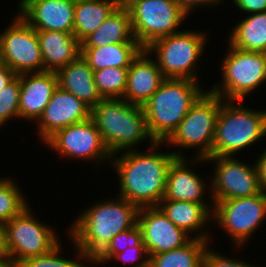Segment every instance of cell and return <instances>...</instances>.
<instances>
[{
	"label": "cell",
	"mask_w": 266,
	"mask_h": 267,
	"mask_svg": "<svg viewBox=\"0 0 266 267\" xmlns=\"http://www.w3.org/2000/svg\"><path fill=\"white\" fill-rule=\"evenodd\" d=\"M162 145L166 143L156 142L150 145L148 152H141L138 148L112 155L110 164L120 180L118 196L139 208L159 205L164 198L170 164L176 157H186L179 150L158 151Z\"/></svg>",
	"instance_id": "6da1fadb"
},
{
	"label": "cell",
	"mask_w": 266,
	"mask_h": 267,
	"mask_svg": "<svg viewBox=\"0 0 266 267\" xmlns=\"http://www.w3.org/2000/svg\"><path fill=\"white\" fill-rule=\"evenodd\" d=\"M83 210L68 229L70 241L92 262L114 236L138 224L139 207L120 196ZM101 202V203H100Z\"/></svg>",
	"instance_id": "7a4b0ae2"
},
{
	"label": "cell",
	"mask_w": 266,
	"mask_h": 267,
	"mask_svg": "<svg viewBox=\"0 0 266 267\" xmlns=\"http://www.w3.org/2000/svg\"><path fill=\"white\" fill-rule=\"evenodd\" d=\"M91 119L111 155L134 150L145 139L149 146L156 143L148 130L143 108L122 98L103 99L91 109Z\"/></svg>",
	"instance_id": "3957f363"
},
{
	"label": "cell",
	"mask_w": 266,
	"mask_h": 267,
	"mask_svg": "<svg viewBox=\"0 0 266 267\" xmlns=\"http://www.w3.org/2000/svg\"><path fill=\"white\" fill-rule=\"evenodd\" d=\"M205 91L195 80L166 78L142 107L154 140L165 142Z\"/></svg>",
	"instance_id": "277c9868"
},
{
	"label": "cell",
	"mask_w": 266,
	"mask_h": 267,
	"mask_svg": "<svg viewBox=\"0 0 266 267\" xmlns=\"http://www.w3.org/2000/svg\"><path fill=\"white\" fill-rule=\"evenodd\" d=\"M242 104V101H224L221 104L216 121L212 157H233L266 136V110H255Z\"/></svg>",
	"instance_id": "5b68a950"
},
{
	"label": "cell",
	"mask_w": 266,
	"mask_h": 267,
	"mask_svg": "<svg viewBox=\"0 0 266 267\" xmlns=\"http://www.w3.org/2000/svg\"><path fill=\"white\" fill-rule=\"evenodd\" d=\"M184 30L161 37L145 49L155 54L158 67L165 78L189 79L199 82L197 71L199 58L205 52L207 33Z\"/></svg>",
	"instance_id": "8992f818"
},
{
	"label": "cell",
	"mask_w": 266,
	"mask_h": 267,
	"mask_svg": "<svg viewBox=\"0 0 266 267\" xmlns=\"http://www.w3.org/2000/svg\"><path fill=\"white\" fill-rule=\"evenodd\" d=\"M220 96L210 90L205 91L191 106L177 129L164 142L174 148L197 149L196 158L212 157V146L215 135L216 121L224 102Z\"/></svg>",
	"instance_id": "52a82bcc"
},
{
	"label": "cell",
	"mask_w": 266,
	"mask_h": 267,
	"mask_svg": "<svg viewBox=\"0 0 266 267\" xmlns=\"http://www.w3.org/2000/svg\"><path fill=\"white\" fill-rule=\"evenodd\" d=\"M229 47L221 61L222 82L214 84L210 91L225 101H244L266 82V53L242 51L230 44Z\"/></svg>",
	"instance_id": "ba28073f"
},
{
	"label": "cell",
	"mask_w": 266,
	"mask_h": 267,
	"mask_svg": "<svg viewBox=\"0 0 266 267\" xmlns=\"http://www.w3.org/2000/svg\"><path fill=\"white\" fill-rule=\"evenodd\" d=\"M134 38L145 49L161 37L180 32L187 15L176 0H134L126 7Z\"/></svg>",
	"instance_id": "9c48e42d"
},
{
	"label": "cell",
	"mask_w": 266,
	"mask_h": 267,
	"mask_svg": "<svg viewBox=\"0 0 266 267\" xmlns=\"http://www.w3.org/2000/svg\"><path fill=\"white\" fill-rule=\"evenodd\" d=\"M5 227L8 255L17 264L24 259L49 253L62 243L56 230L38 220L29 205L7 221Z\"/></svg>",
	"instance_id": "30bf717a"
},
{
	"label": "cell",
	"mask_w": 266,
	"mask_h": 267,
	"mask_svg": "<svg viewBox=\"0 0 266 267\" xmlns=\"http://www.w3.org/2000/svg\"><path fill=\"white\" fill-rule=\"evenodd\" d=\"M266 219V194L221 200L214 203L212 220L241 248ZM252 236V237H251Z\"/></svg>",
	"instance_id": "8fae6325"
},
{
	"label": "cell",
	"mask_w": 266,
	"mask_h": 267,
	"mask_svg": "<svg viewBox=\"0 0 266 267\" xmlns=\"http://www.w3.org/2000/svg\"><path fill=\"white\" fill-rule=\"evenodd\" d=\"M0 33V61L16 75L44 72L37 31L19 14Z\"/></svg>",
	"instance_id": "7c38bea8"
},
{
	"label": "cell",
	"mask_w": 266,
	"mask_h": 267,
	"mask_svg": "<svg viewBox=\"0 0 266 267\" xmlns=\"http://www.w3.org/2000/svg\"><path fill=\"white\" fill-rule=\"evenodd\" d=\"M205 161L215 162L210 191H206L210 202L251 197L262 192L255 162L251 166L230 156L207 157Z\"/></svg>",
	"instance_id": "4fadbf2b"
},
{
	"label": "cell",
	"mask_w": 266,
	"mask_h": 267,
	"mask_svg": "<svg viewBox=\"0 0 266 267\" xmlns=\"http://www.w3.org/2000/svg\"><path fill=\"white\" fill-rule=\"evenodd\" d=\"M43 145L58 152L60 157L70 160L71 158L81 159L87 162L90 160L94 162L93 164L96 161L95 166L103 164L107 159L110 164L112 158L102 140L101 133L91 118L56 131Z\"/></svg>",
	"instance_id": "5bb4252c"
},
{
	"label": "cell",
	"mask_w": 266,
	"mask_h": 267,
	"mask_svg": "<svg viewBox=\"0 0 266 267\" xmlns=\"http://www.w3.org/2000/svg\"><path fill=\"white\" fill-rule=\"evenodd\" d=\"M138 226L142 230L148 257L183 247L192 239L169 220L158 206L139 208Z\"/></svg>",
	"instance_id": "9a60e30c"
},
{
	"label": "cell",
	"mask_w": 266,
	"mask_h": 267,
	"mask_svg": "<svg viewBox=\"0 0 266 267\" xmlns=\"http://www.w3.org/2000/svg\"><path fill=\"white\" fill-rule=\"evenodd\" d=\"M91 118V108L58 86L36 122L38 137L44 143L56 131Z\"/></svg>",
	"instance_id": "2e32d148"
},
{
	"label": "cell",
	"mask_w": 266,
	"mask_h": 267,
	"mask_svg": "<svg viewBox=\"0 0 266 267\" xmlns=\"http://www.w3.org/2000/svg\"><path fill=\"white\" fill-rule=\"evenodd\" d=\"M18 8L35 30L74 32L75 0H19Z\"/></svg>",
	"instance_id": "e0dca14e"
},
{
	"label": "cell",
	"mask_w": 266,
	"mask_h": 267,
	"mask_svg": "<svg viewBox=\"0 0 266 267\" xmlns=\"http://www.w3.org/2000/svg\"><path fill=\"white\" fill-rule=\"evenodd\" d=\"M176 157L169 166L167 172L164 198L162 200L188 201L203 204L211 213L214 203L205 201L206 182L200 175L194 173V169L189 168L191 164H197L201 161L206 162L205 158ZM204 196V197H203ZM210 205V206H209Z\"/></svg>",
	"instance_id": "ac0fdd59"
},
{
	"label": "cell",
	"mask_w": 266,
	"mask_h": 267,
	"mask_svg": "<svg viewBox=\"0 0 266 267\" xmlns=\"http://www.w3.org/2000/svg\"><path fill=\"white\" fill-rule=\"evenodd\" d=\"M19 118L37 122L55 90L58 88L56 72L25 73L19 75Z\"/></svg>",
	"instance_id": "d6986e66"
},
{
	"label": "cell",
	"mask_w": 266,
	"mask_h": 267,
	"mask_svg": "<svg viewBox=\"0 0 266 267\" xmlns=\"http://www.w3.org/2000/svg\"><path fill=\"white\" fill-rule=\"evenodd\" d=\"M146 49L132 61L128 68L127 87L123 98L125 101L143 107L166 79L155 59Z\"/></svg>",
	"instance_id": "ffe728a7"
},
{
	"label": "cell",
	"mask_w": 266,
	"mask_h": 267,
	"mask_svg": "<svg viewBox=\"0 0 266 267\" xmlns=\"http://www.w3.org/2000/svg\"><path fill=\"white\" fill-rule=\"evenodd\" d=\"M42 53L44 72H57L81 55V43L74 34L36 30Z\"/></svg>",
	"instance_id": "44dd1931"
},
{
	"label": "cell",
	"mask_w": 266,
	"mask_h": 267,
	"mask_svg": "<svg viewBox=\"0 0 266 267\" xmlns=\"http://www.w3.org/2000/svg\"><path fill=\"white\" fill-rule=\"evenodd\" d=\"M56 74L58 86L70 92L91 109L103 100L98 93L93 70L81 55L59 69Z\"/></svg>",
	"instance_id": "7402d4cb"
},
{
	"label": "cell",
	"mask_w": 266,
	"mask_h": 267,
	"mask_svg": "<svg viewBox=\"0 0 266 267\" xmlns=\"http://www.w3.org/2000/svg\"><path fill=\"white\" fill-rule=\"evenodd\" d=\"M158 207L169 220L191 238L207 241L211 238L208 232L202 231L207 228V222L210 223L212 220V213L203 204L182 200H161ZM191 233H195L196 236L192 237Z\"/></svg>",
	"instance_id": "603a6c76"
},
{
	"label": "cell",
	"mask_w": 266,
	"mask_h": 267,
	"mask_svg": "<svg viewBox=\"0 0 266 267\" xmlns=\"http://www.w3.org/2000/svg\"><path fill=\"white\" fill-rule=\"evenodd\" d=\"M116 43H139L133 36L127 8L117 7L82 43L81 47H99Z\"/></svg>",
	"instance_id": "cb8c5ba5"
},
{
	"label": "cell",
	"mask_w": 266,
	"mask_h": 267,
	"mask_svg": "<svg viewBox=\"0 0 266 267\" xmlns=\"http://www.w3.org/2000/svg\"><path fill=\"white\" fill-rule=\"evenodd\" d=\"M143 49L139 43H116L99 47H81V56L95 71L106 67H130Z\"/></svg>",
	"instance_id": "d4e9b609"
},
{
	"label": "cell",
	"mask_w": 266,
	"mask_h": 267,
	"mask_svg": "<svg viewBox=\"0 0 266 267\" xmlns=\"http://www.w3.org/2000/svg\"><path fill=\"white\" fill-rule=\"evenodd\" d=\"M247 15L232 27L228 42L238 50L266 53V12Z\"/></svg>",
	"instance_id": "484cf974"
},
{
	"label": "cell",
	"mask_w": 266,
	"mask_h": 267,
	"mask_svg": "<svg viewBox=\"0 0 266 267\" xmlns=\"http://www.w3.org/2000/svg\"><path fill=\"white\" fill-rule=\"evenodd\" d=\"M116 8L112 0H75L74 36L82 43Z\"/></svg>",
	"instance_id": "4316f807"
},
{
	"label": "cell",
	"mask_w": 266,
	"mask_h": 267,
	"mask_svg": "<svg viewBox=\"0 0 266 267\" xmlns=\"http://www.w3.org/2000/svg\"><path fill=\"white\" fill-rule=\"evenodd\" d=\"M209 241L192 238L178 249L149 256L148 267H203V256Z\"/></svg>",
	"instance_id": "83f0119b"
},
{
	"label": "cell",
	"mask_w": 266,
	"mask_h": 267,
	"mask_svg": "<svg viewBox=\"0 0 266 267\" xmlns=\"http://www.w3.org/2000/svg\"><path fill=\"white\" fill-rule=\"evenodd\" d=\"M129 67H106L95 70L94 80L102 99L123 98L127 87Z\"/></svg>",
	"instance_id": "f1b7e54d"
},
{
	"label": "cell",
	"mask_w": 266,
	"mask_h": 267,
	"mask_svg": "<svg viewBox=\"0 0 266 267\" xmlns=\"http://www.w3.org/2000/svg\"><path fill=\"white\" fill-rule=\"evenodd\" d=\"M27 198L11 177L0 178V222L6 223L19 215L27 206Z\"/></svg>",
	"instance_id": "f546056e"
},
{
	"label": "cell",
	"mask_w": 266,
	"mask_h": 267,
	"mask_svg": "<svg viewBox=\"0 0 266 267\" xmlns=\"http://www.w3.org/2000/svg\"><path fill=\"white\" fill-rule=\"evenodd\" d=\"M73 246L76 249V256L73 259L60 256L63 251L60 243L49 253L24 259L18 264V267H88L84 265V262L86 264V262L90 263V261L75 244Z\"/></svg>",
	"instance_id": "4dcf8cb0"
},
{
	"label": "cell",
	"mask_w": 266,
	"mask_h": 267,
	"mask_svg": "<svg viewBox=\"0 0 266 267\" xmlns=\"http://www.w3.org/2000/svg\"><path fill=\"white\" fill-rule=\"evenodd\" d=\"M145 246L142 238V230L138 224L131 229L120 232L112 238L106 248L92 261L91 264L98 266L111 262V259L124 251L127 247Z\"/></svg>",
	"instance_id": "1f68e13d"
},
{
	"label": "cell",
	"mask_w": 266,
	"mask_h": 267,
	"mask_svg": "<svg viewBox=\"0 0 266 267\" xmlns=\"http://www.w3.org/2000/svg\"><path fill=\"white\" fill-rule=\"evenodd\" d=\"M20 82L17 75L0 91V126L11 119H19ZM16 117V118H15Z\"/></svg>",
	"instance_id": "d6a6232c"
},
{
	"label": "cell",
	"mask_w": 266,
	"mask_h": 267,
	"mask_svg": "<svg viewBox=\"0 0 266 267\" xmlns=\"http://www.w3.org/2000/svg\"><path fill=\"white\" fill-rule=\"evenodd\" d=\"M207 245L203 256V267H256L253 264L247 263L245 260L234 259L222 253L214 252L213 248Z\"/></svg>",
	"instance_id": "836d02e7"
},
{
	"label": "cell",
	"mask_w": 266,
	"mask_h": 267,
	"mask_svg": "<svg viewBox=\"0 0 266 267\" xmlns=\"http://www.w3.org/2000/svg\"><path fill=\"white\" fill-rule=\"evenodd\" d=\"M120 260L123 263H133V267H148L149 257L145 246L127 247L124 251L117 253L112 260ZM141 259V260H140ZM137 260V261H136ZM135 262V263H134Z\"/></svg>",
	"instance_id": "e575fe53"
},
{
	"label": "cell",
	"mask_w": 266,
	"mask_h": 267,
	"mask_svg": "<svg viewBox=\"0 0 266 267\" xmlns=\"http://www.w3.org/2000/svg\"><path fill=\"white\" fill-rule=\"evenodd\" d=\"M241 13L254 14L266 12V0H232Z\"/></svg>",
	"instance_id": "d590c367"
},
{
	"label": "cell",
	"mask_w": 266,
	"mask_h": 267,
	"mask_svg": "<svg viewBox=\"0 0 266 267\" xmlns=\"http://www.w3.org/2000/svg\"><path fill=\"white\" fill-rule=\"evenodd\" d=\"M222 1L224 0H176V2L180 5V7L182 8V10L188 15L191 14V11H194L197 8H203V6H211L215 7L220 4V2L222 3ZM201 5V7H200ZM194 9V10H193Z\"/></svg>",
	"instance_id": "8d00e7d4"
},
{
	"label": "cell",
	"mask_w": 266,
	"mask_h": 267,
	"mask_svg": "<svg viewBox=\"0 0 266 267\" xmlns=\"http://www.w3.org/2000/svg\"><path fill=\"white\" fill-rule=\"evenodd\" d=\"M261 191L266 194V149L260 153L258 160H255Z\"/></svg>",
	"instance_id": "74e56055"
},
{
	"label": "cell",
	"mask_w": 266,
	"mask_h": 267,
	"mask_svg": "<svg viewBox=\"0 0 266 267\" xmlns=\"http://www.w3.org/2000/svg\"><path fill=\"white\" fill-rule=\"evenodd\" d=\"M17 75L7 65L0 63V91L3 90Z\"/></svg>",
	"instance_id": "f35d334b"
},
{
	"label": "cell",
	"mask_w": 266,
	"mask_h": 267,
	"mask_svg": "<svg viewBox=\"0 0 266 267\" xmlns=\"http://www.w3.org/2000/svg\"><path fill=\"white\" fill-rule=\"evenodd\" d=\"M0 255H8L6 227L2 222H0Z\"/></svg>",
	"instance_id": "ab89813d"
},
{
	"label": "cell",
	"mask_w": 266,
	"mask_h": 267,
	"mask_svg": "<svg viewBox=\"0 0 266 267\" xmlns=\"http://www.w3.org/2000/svg\"><path fill=\"white\" fill-rule=\"evenodd\" d=\"M0 267H18V264L9 255H0Z\"/></svg>",
	"instance_id": "60d3db41"
},
{
	"label": "cell",
	"mask_w": 266,
	"mask_h": 267,
	"mask_svg": "<svg viewBox=\"0 0 266 267\" xmlns=\"http://www.w3.org/2000/svg\"><path fill=\"white\" fill-rule=\"evenodd\" d=\"M114 2V4L117 7L120 8H126L128 7L134 0H112Z\"/></svg>",
	"instance_id": "b9f144b4"
}]
</instances>
